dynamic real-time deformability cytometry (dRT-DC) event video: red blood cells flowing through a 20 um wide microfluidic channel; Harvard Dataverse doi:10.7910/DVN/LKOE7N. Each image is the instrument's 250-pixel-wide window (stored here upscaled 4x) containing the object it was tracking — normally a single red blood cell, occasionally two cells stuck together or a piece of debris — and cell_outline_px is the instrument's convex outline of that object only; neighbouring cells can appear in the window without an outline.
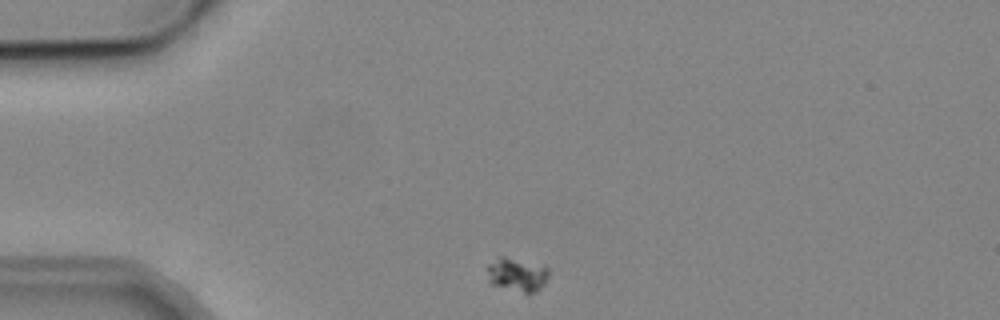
{"species": "common noctule bat (a hibernating species)", "species_latin": "Nyctalus noctula", "temperature_condition": "cold", "stored_images_in_passage": 4, "camera_frame_rate_fps": 3000, "um_per_image_px": 0.085, "animal": {"sex": "male", "body_mass_g": 19.2, "forearm_length_mm": 51.8}, "frame": {"image": 1, "passage_image": 1, "time_ms": 0.0, "image_size_px": [1000, 320], "cell_outline_px": [[548, 280], [536, 292], [528, 296], [488, 284], [488, 264], [500, 256], [504, 256], [548, 268]], "centroid_in_image_um": [43.93, 23.42], "position_along_channel_um": 41.1, "area_um2": 12.37}}
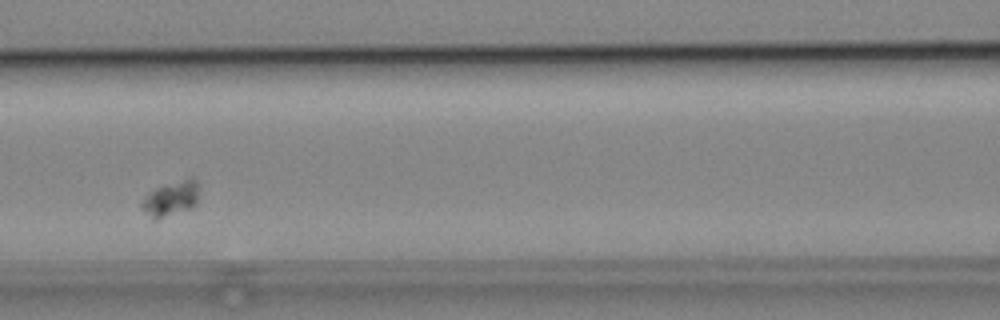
{"frame": {"image": 2, "passage_image": 4, "time_ms": 4.0, "image_size_px": [1000, 320], "cell_outline_px": [[200, 188], [196, 204], [192, 208], [156, 220], [152, 220], [140, 208], [140, 204], [148, 192], [164, 184], [192, 176], [196, 180]], "centroid_in_image_um": [14.53, 16.87], "position_along_channel_um": 152.1, "area_um2": 12.14}}